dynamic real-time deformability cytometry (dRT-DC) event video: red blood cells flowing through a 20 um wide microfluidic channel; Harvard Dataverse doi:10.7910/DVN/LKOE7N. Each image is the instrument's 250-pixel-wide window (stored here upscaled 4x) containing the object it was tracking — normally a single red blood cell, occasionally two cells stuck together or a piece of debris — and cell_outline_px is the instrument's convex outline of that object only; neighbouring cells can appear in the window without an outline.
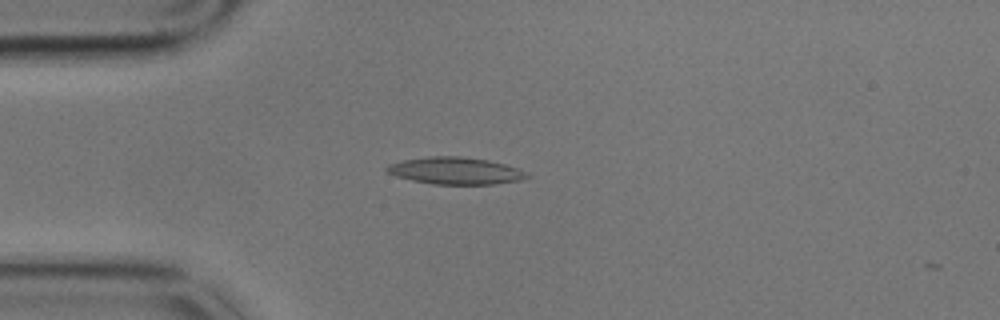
{"species": "common noctule bat (a hibernating species)", "species_latin": "Nyctalus noctula", "temperature_condition": "cold", "stored_images_in_passage": 6, "camera_frame_rate_fps": 3000, "um_per_image_px": 0.085, "animal": {"sex": "male", "body_mass_g": 17.9}, "frame": {"image": 1, "passage_image": 1, "time_ms": 0.0, "image_size_px": [1000, 320], "cell_outline_px": [[532, 176], [520, 180], [492, 184], [432, 184], [412, 180], [396, 176], [388, 172], [384, 168], [388, 164], [404, 160], [428, 156], [460, 156], [488, 160], [520, 168], [528, 172]], "centroid_in_image_um": [38.74, 14.51], "position_along_channel_um": 46.3, "area_um2": 22.14}}